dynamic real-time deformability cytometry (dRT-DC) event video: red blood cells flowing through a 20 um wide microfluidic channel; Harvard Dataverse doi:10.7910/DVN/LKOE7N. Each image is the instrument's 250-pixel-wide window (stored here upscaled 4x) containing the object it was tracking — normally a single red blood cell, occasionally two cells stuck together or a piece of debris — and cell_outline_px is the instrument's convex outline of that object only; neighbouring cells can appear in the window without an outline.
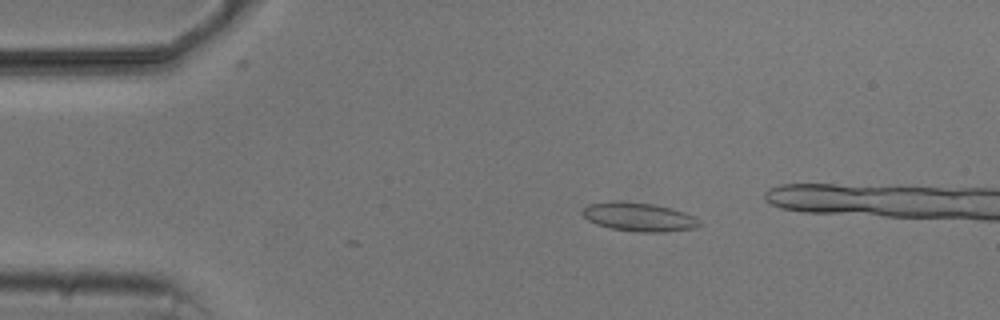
{"species": "common noctule bat (a hibernating species)", "species_latin": "Nyctalus noctula", "temperature_condition": "cold", "stored_images_in_passage": 4, "camera_frame_rate_fps": 3000, "um_per_image_px": 0.085, "animal": {"sex": "male", "body_mass_g": 20.5, "forearm_length_mm": 52.5}, "frame": {"image": 1, "passage_image": 2, "time_ms": 1.0, "image_size_px": [1000, 320], "cell_outline_px": [[700, 224], [696, 228], [664, 232], [640, 232], [612, 228], [596, 224], [588, 220], [580, 212], [588, 204], [608, 200], [616, 200], [652, 204], [672, 208], [684, 212], [700, 220]], "centroid_in_image_um": [54.27, 18.42], "position_along_channel_um": 30.7, "area_um2": 19.65}}